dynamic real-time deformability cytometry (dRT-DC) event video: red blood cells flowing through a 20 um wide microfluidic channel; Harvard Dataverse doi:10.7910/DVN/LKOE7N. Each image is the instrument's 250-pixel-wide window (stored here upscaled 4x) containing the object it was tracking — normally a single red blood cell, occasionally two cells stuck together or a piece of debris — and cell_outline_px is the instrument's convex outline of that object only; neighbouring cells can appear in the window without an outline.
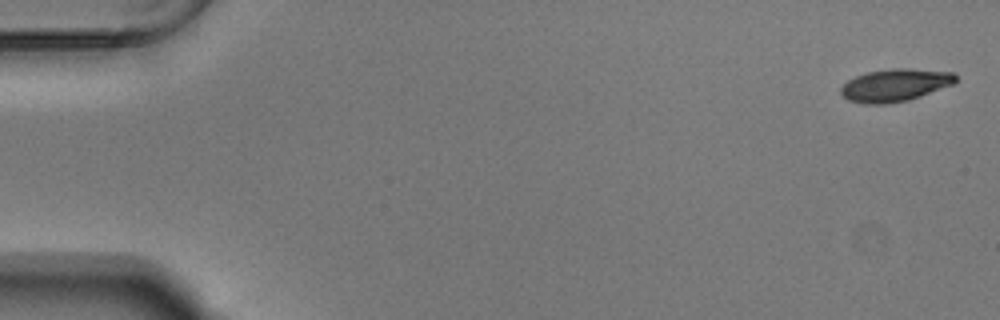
{"species": "Egyptian fruit bat (a non-hibernating species)", "species_latin": "Rousettus aegyptiacus", "temperature_condition": "warm", "stored_images_in_passage": 54, "camera_frame_rate_fps": 3000, "um_per_image_px": 0.085, "animal": {"sex": "male"}, "frame": {"image": 1, "passage_image": 1, "time_ms": 0.0, "image_size_px": [1000, 320], "cell_outline_px": [[956, 80], [952, 84], [920, 96], [908, 100], [884, 104], [864, 104], [848, 100], [840, 92], [840, 88], [848, 80], [856, 76], [868, 72], [892, 68], [908, 68], [956, 72]], "centroid_in_image_um": [76.07, 7.23], "position_along_channel_um": 8.9, "area_um2": 21.68}}
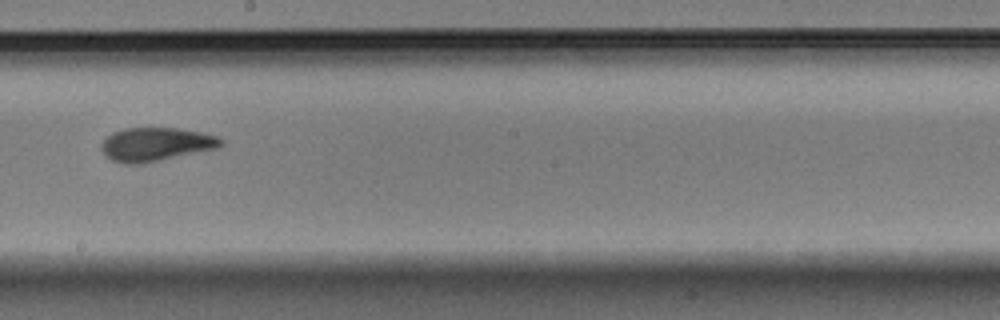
{"frame": {"image": 2, "passage_image": 31, "time_ms": 10.0, "image_size_px": [1000, 320], "cell_outline_px": [[224, 144], [216, 148], [144, 164], [124, 164], [112, 160], [104, 156], [100, 148], [100, 144], [112, 132], [124, 128], [176, 128], [200, 132], [216, 136], [224, 140]], "centroid_in_image_um": [13.2, 12.28], "position_along_channel_um": 235.0, "area_um2": 23.52}}
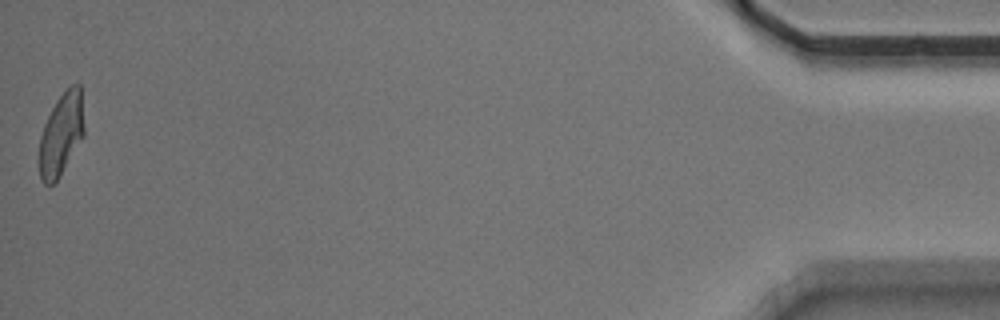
{"frame": {"image": 3, "passage_image": 54, "time_ms": 17.667, "image_size_px": [1000, 320], "cell_outline_px": [[84, 136], [60, 176], [52, 184], [44, 184], [40, 176], [40, 136], [44, 124], [56, 100], [76, 80], [80, 84], [84, 128]], "centroid_in_image_um": [5.22, 11.39], "position_along_channel_um": 430.0, "area_um2": 21.39}, "authors_computed_cell_mechanics": {"area_um2": 22.7732, "velocity_mm_per_s": 3.7353, "shape_relaxation_time_tau1_ms": 4.3114, "shape_relaxation_time_tau2_ms": 1.2067, "deformation_change_tau1": 0.1644, "deformation_change_tau2": 0.0703}}